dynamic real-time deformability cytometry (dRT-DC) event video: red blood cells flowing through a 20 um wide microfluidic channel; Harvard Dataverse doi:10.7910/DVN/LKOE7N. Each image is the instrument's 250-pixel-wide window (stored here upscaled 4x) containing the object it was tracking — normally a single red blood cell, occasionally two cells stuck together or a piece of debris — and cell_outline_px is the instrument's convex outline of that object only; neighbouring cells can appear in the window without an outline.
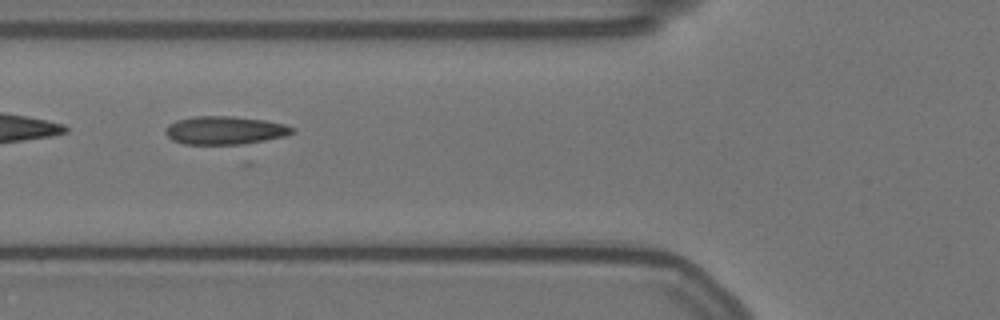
{"species": "Egyptian fruit bat (a non-hibernating species)", "species_latin": "Rousettus aegyptiacus", "temperature_condition": "warm", "stored_images_in_passage": 57, "camera_frame_rate_fps": 3000, "um_per_image_px": 0.085, "animal": {"sex": "female"}, "frame": {"image": 1, "passage_image": 20, "time_ms": 6.333, "image_size_px": [1000, 320], "cell_outline_px": [[296, 132], [288, 136], [248, 144], [184, 144], [172, 140], [164, 132], [164, 128], [168, 124], [176, 120], [196, 116], [232, 116], [264, 120], [284, 124], [296, 128]], "centroid_in_image_um": [19.15, 11.08], "position_along_channel_um": 106.6, "area_um2": 21.21}}
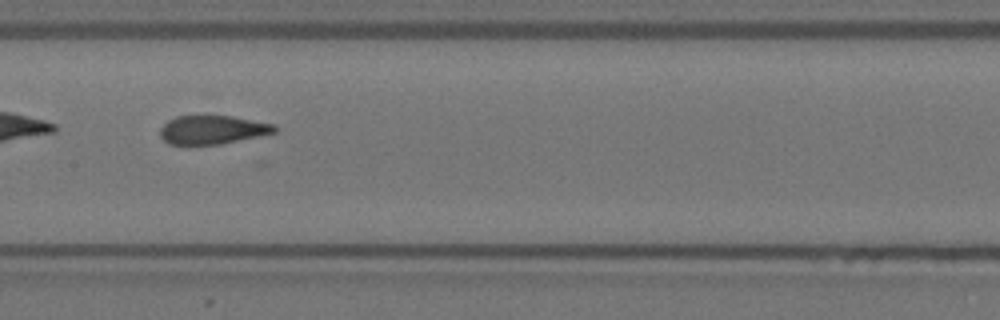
{"frame": {"image": 2, "passage_image": 27, "time_ms": 8.667, "image_size_px": [1000, 320], "cell_outline_px": [[276, 132], [220, 144], [188, 148], [168, 144], [160, 136], [160, 128], [168, 120], [176, 116], [232, 116], [276, 124]], "centroid_in_image_um": [17.98, 11.07], "position_along_channel_um": 189.4, "area_um2": 19.71}}
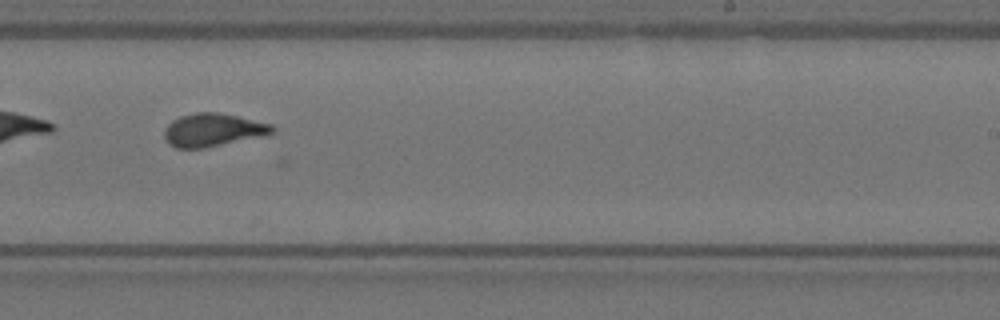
{"frame": {"image": 3, "passage_image": 34, "time_ms": 11.0, "image_size_px": [1000, 320], "cell_outline_px": [[276, 128], [272, 132], [204, 148], [176, 148], [168, 144], [164, 140], [164, 128], [172, 120], [180, 116], [196, 112], [220, 112], [272, 124]], "centroid_in_image_um": [18.0, 11.03], "position_along_channel_um": 271.0, "area_um2": 20.46}}